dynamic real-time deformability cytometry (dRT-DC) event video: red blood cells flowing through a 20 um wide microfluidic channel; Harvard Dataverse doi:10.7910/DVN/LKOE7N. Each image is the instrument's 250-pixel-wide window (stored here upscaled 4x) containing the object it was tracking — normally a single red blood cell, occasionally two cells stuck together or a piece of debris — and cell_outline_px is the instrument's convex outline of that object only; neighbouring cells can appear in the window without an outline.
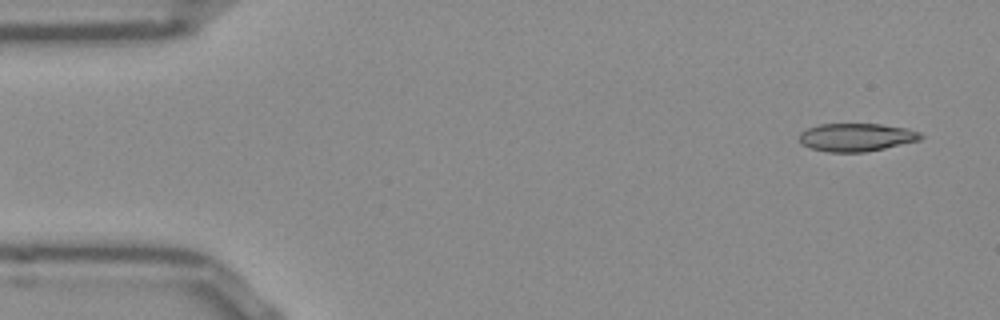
{"species": "Egyptian fruit bat (a non-hibernating species)", "species_latin": "Rousettus aegyptiacus", "temperature_condition": "room temperature", "stored_images_in_passage": 11, "camera_frame_rate_fps": 3000, "um_per_image_px": 0.085, "frame": {"image": 1, "passage_image": 1, "time_ms": 0.0, "image_size_px": [1000, 320], "cell_outline_px": [[924, 136], [920, 140], [884, 148], [864, 152], [828, 152], [812, 148], [804, 144], [800, 140], [800, 132], [808, 128], [820, 124], [880, 124], [908, 128], [920, 132]], "centroid_in_image_um": [72.83, 11.66], "position_along_channel_um": 12.2, "area_um2": 19.71}}